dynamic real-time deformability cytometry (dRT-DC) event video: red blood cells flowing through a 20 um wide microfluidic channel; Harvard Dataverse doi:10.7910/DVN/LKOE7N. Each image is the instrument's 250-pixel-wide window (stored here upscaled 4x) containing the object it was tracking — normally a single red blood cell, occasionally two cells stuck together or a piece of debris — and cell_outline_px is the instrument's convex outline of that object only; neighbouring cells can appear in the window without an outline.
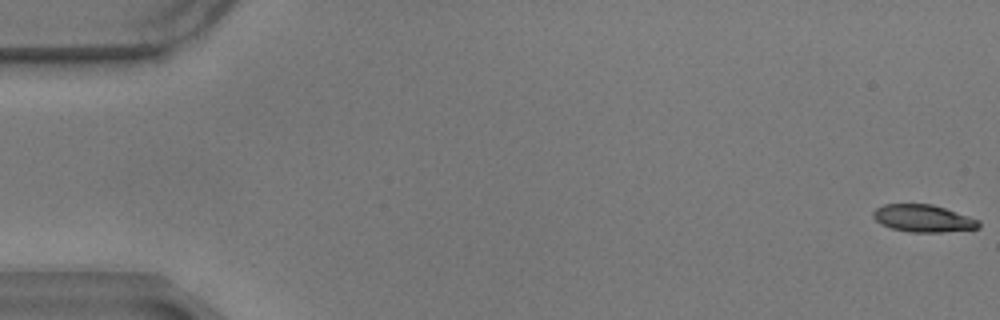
{"species": "common noctule bat (a hibernating species)", "species_latin": "Nyctalus noctula", "temperature_condition": "warm", "stored_images_in_passage": 59, "camera_frame_rate_fps": 3000, "um_per_image_px": 0.085, "animal": {"sex": "male", "body_mass_g": 17.9}, "frame": {"image": 1, "passage_image": 1, "time_ms": 0.0, "image_size_px": [1000, 320], "cell_outline_px": [[980, 228], [940, 232], [908, 232], [892, 228], [880, 224], [872, 216], [872, 212], [876, 208], [884, 204], [932, 204], [980, 220]], "centroid_in_image_um": [78.45, 18.56], "position_along_channel_um": 6.6, "area_um2": 16.76}}
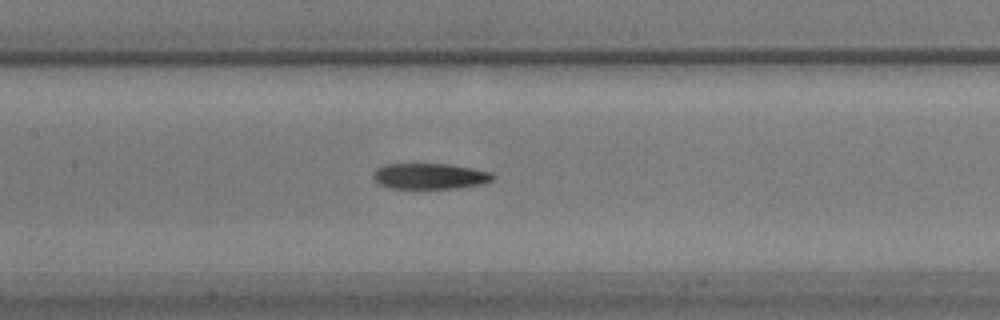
{"frame": {"image": 2, "passage_image": 28, "time_ms": 9.0, "image_size_px": [1000, 320], "cell_outline_px": [[496, 176], [492, 180], [484, 184], [456, 188], [388, 188], [376, 184], [372, 176], [372, 172], [376, 168], [384, 164], [452, 164], [492, 172]], "centroid_in_image_um": [36.51, 14.97], "position_along_channel_um": 170.9, "area_um2": 18.32}}
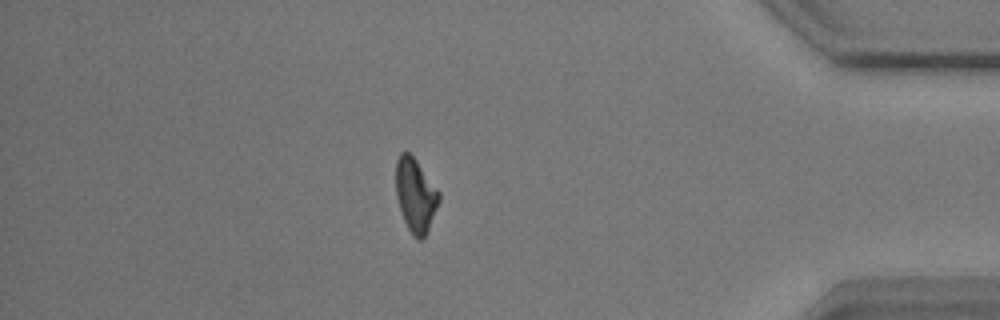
{"frame": {"image": 3, "passage_image": 51, "time_ms": 16.667, "image_size_px": [1000, 320], "cell_outline_px": [[440, 200], [428, 228], [424, 236], [420, 240], [416, 240], [412, 236], [404, 220], [396, 196], [396, 160], [400, 152], [408, 152], [416, 160], [440, 192]], "centroid_in_image_um": [35.31, 16.58], "position_along_channel_um": 399.9, "area_um2": 18.32}, "authors_computed_cell_mechanics": {"area_um2": 18.3804, "velocity_mm_per_s": 3.4719, "shape_relaxation_time_tau1_ms": 7.4151, "shape_relaxation_time_tau2_ms": 7.6963, "deformation_change_tau1": 0.1964, "deformation_change_tau2": 0.1595}}